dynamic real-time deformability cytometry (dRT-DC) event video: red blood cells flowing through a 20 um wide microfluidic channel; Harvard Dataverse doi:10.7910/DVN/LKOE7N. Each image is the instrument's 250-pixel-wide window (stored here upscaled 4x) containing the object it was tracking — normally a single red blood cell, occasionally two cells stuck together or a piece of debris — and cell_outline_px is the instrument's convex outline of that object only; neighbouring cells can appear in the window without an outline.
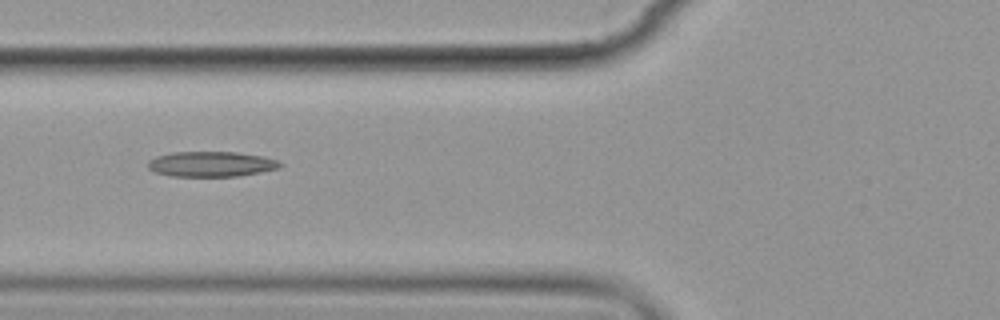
{"species": "common noctule bat (a hibernating species)", "species_latin": "Nyctalus noctula", "temperature_condition": "cold", "stored_images_in_passage": 9, "camera_frame_rate_fps": 3000, "um_per_image_px": 0.085, "animal": {"sex": "female", "body_mass_g": 19.9}, "frame": {"image": 1, "passage_image": 7, "time_ms": 7.333, "image_size_px": [1000, 320], "cell_outline_px": [[284, 164], [280, 168], [240, 176], [172, 176], [156, 172], [148, 168], [148, 160], [156, 156], [172, 152], [236, 152], [264, 156], [276, 160]], "centroid_in_image_um": [17.97, 13.94], "position_along_channel_um": 107.8, "area_um2": 19.48}}
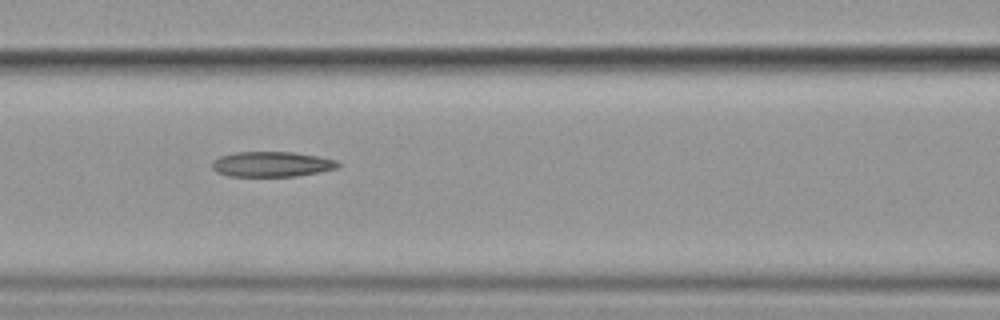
{"frame": {"image": 2, "passage_image": 8, "time_ms": 8.333, "image_size_px": [1000, 320], "cell_outline_px": [[340, 164], [336, 168], [320, 172], [296, 176], [228, 176], [216, 172], [212, 168], [212, 160], [220, 156], [236, 152], [292, 152], [320, 156], [336, 160]], "centroid_in_image_um": [23.08, 13.95], "position_along_channel_um": 143.5, "area_um2": 18.55}}
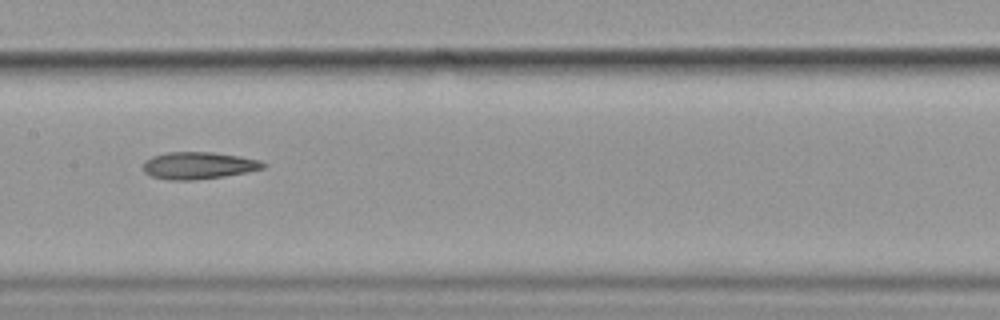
{"frame": {"image": 3, "passage_image": 9, "time_ms": 9.667, "image_size_px": [1000, 320], "cell_outline_px": [[268, 164], [264, 168], [224, 176], [192, 180], [168, 180], [152, 176], [144, 172], [144, 160], [152, 156], [168, 152], [212, 152], [240, 156], [260, 160]], "centroid_in_image_um": [16.87, 14.06], "position_along_channel_um": 190.5, "area_um2": 18.9}}